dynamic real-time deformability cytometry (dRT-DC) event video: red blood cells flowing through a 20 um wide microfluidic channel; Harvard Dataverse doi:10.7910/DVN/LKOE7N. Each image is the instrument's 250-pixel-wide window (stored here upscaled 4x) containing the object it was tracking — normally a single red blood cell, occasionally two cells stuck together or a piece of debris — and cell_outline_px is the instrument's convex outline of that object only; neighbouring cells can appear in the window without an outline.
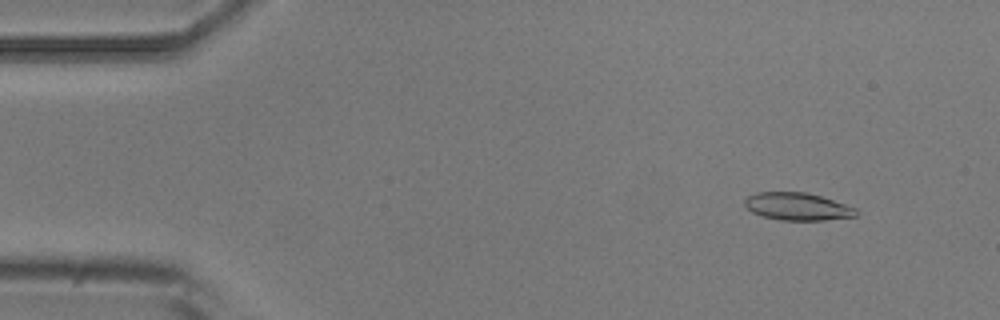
{"species": "common noctule bat (a hibernating species)", "species_latin": "Nyctalus noctula", "temperature_condition": "room temperature", "stored_images_in_passage": 6, "camera_frame_rate_fps": 3000, "um_per_image_px": 0.085, "animal": {"sex": "male", "body_mass_g": 20.5, "forearm_length_mm": 52.5}, "frame": {"image": 1, "passage_image": 2, "time_ms": 1.0, "image_size_px": [1000, 320], "cell_outline_px": [[856, 216], [824, 220], [780, 220], [764, 216], [752, 212], [744, 204], [744, 200], [748, 196], [756, 192], [808, 192], [856, 208]], "centroid_in_image_um": [67.75, 17.55], "position_along_channel_um": 17.2, "area_um2": 17.69}}
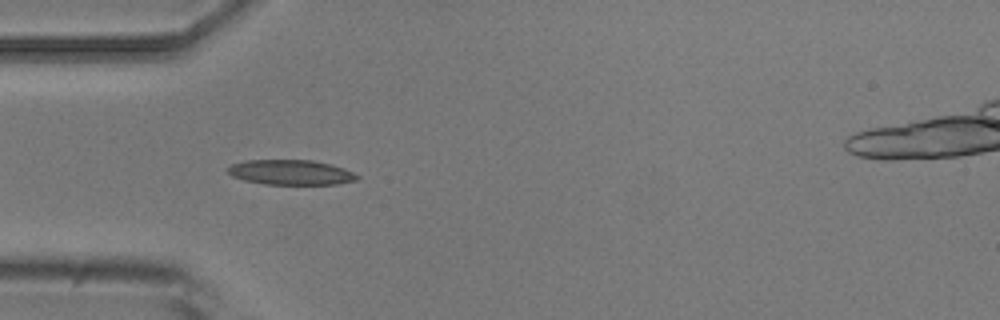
{"frame": {"image": 2, "passage_image": 5, "time_ms": 4.667, "image_size_px": [1000, 320], "cell_outline_px": [[360, 176], [356, 180], [336, 184], [264, 184], [244, 180], [232, 176], [228, 172], [228, 168], [232, 164], [248, 160], [312, 160], [332, 164], [344, 168]], "centroid_in_image_um": [24.73, 14.64], "position_along_channel_um": 60.3, "area_um2": 18.73}}
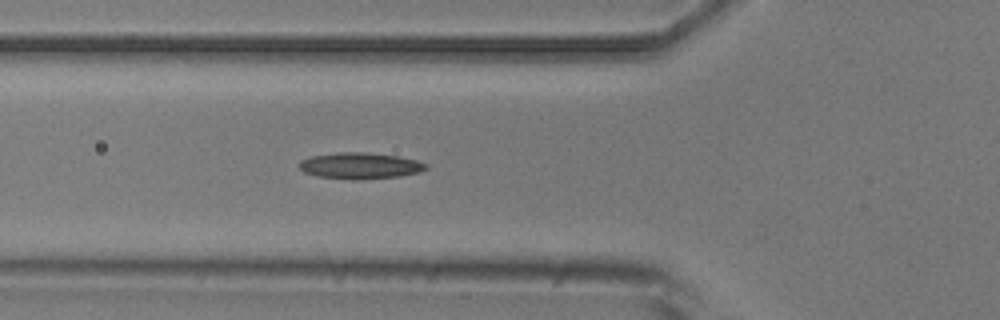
{"frame": {"image": 3, "passage_image": 6, "time_ms": 5.667, "image_size_px": [1000, 320], "cell_outline_px": [[428, 168], [420, 172], [396, 176], [320, 176], [304, 172], [300, 168], [300, 160], [312, 156], [340, 152], [368, 152], [396, 156], [416, 160], [428, 164]], "centroid_in_image_um": [30.64, 14.02], "position_along_channel_um": 95.2, "area_um2": 18.03}}